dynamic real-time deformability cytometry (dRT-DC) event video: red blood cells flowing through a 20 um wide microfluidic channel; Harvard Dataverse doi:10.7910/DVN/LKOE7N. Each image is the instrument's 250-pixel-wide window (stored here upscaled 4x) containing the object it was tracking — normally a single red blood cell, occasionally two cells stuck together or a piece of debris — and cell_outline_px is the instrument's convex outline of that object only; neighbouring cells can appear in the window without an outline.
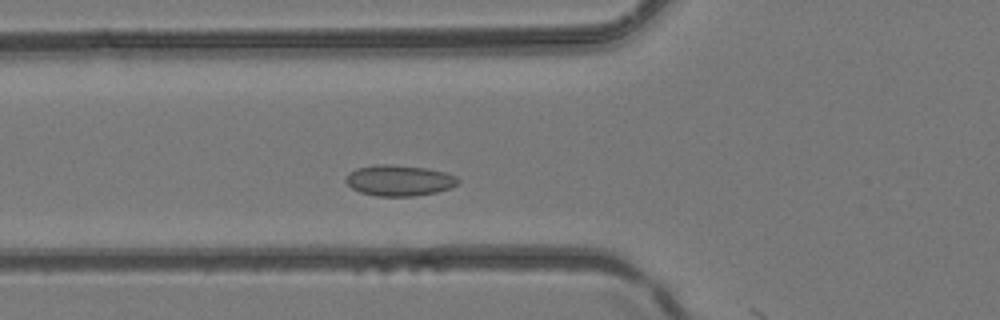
{"species": "common noctule bat (a hibernating species)", "species_latin": "Nyctalus noctula", "temperature_condition": "room temperature", "stored_images_in_passage": 10, "camera_frame_rate_fps": 3000, "um_per_image_px": 0.085, "animal": {"sex": "female", "body_mass_g": 24.6, "forearm_length_mm": 56.2}, "frame": {"image": 1, "passage_image": 9, "time_ms": 2.667, "image_size_px": [1000, 320], "cell_outline_px": [[460, 180], [456, 184], [448, 188], [436, 192], [416, 196], [376, 196], [360, 192], [352, 188], [344, 180], [348, 172], [356, 168], [376, 164], [392, 164], [424, 168], [444, 172], [456, 176]], "centroid_in_image_um": [33.88, 15.33], "position_along_channel_um": 91.9, "area_um2": 20.17}}